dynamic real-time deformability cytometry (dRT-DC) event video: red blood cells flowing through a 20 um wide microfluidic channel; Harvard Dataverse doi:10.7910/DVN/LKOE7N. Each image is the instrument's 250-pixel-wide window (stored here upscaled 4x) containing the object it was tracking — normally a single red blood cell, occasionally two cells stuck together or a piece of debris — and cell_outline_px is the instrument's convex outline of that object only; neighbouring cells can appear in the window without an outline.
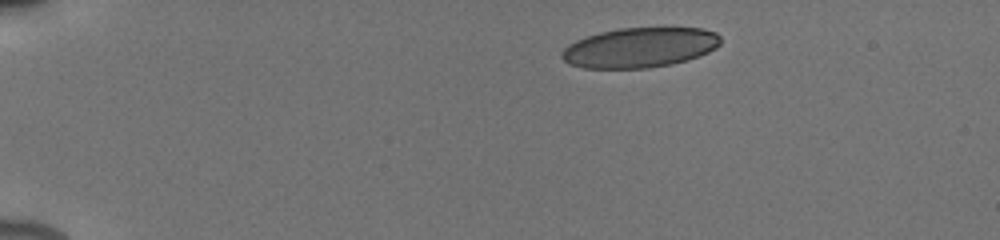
{"species": "human", "species_latin": "Homo sapiens", "temperature_condition": "cold", "stored_images_in_passage": 44, "camera_frame_rate_fps": 3000, "um_per_image_px": 0.085, "donor": {"sex": "male"}, "frame": {"image": 1, "passage_image": 1, "time_ms": 0.0, "image_size_px": [1000, 240], "cell_outline_px": [[720, 44], [716, 48], [708, 52], [688, 60], [672, 64], [648, 68], [584, 68], [568, 64], [560, 56], [560, 52], [568, 44], [576, 40], [600, 32], [620, 28], [704, 28], [716, 32], [720, 36]], "centroid_in_image_um": [54.37, 4.04], "position_along_channel_um": 30.6, "area_um2": 37.11}}
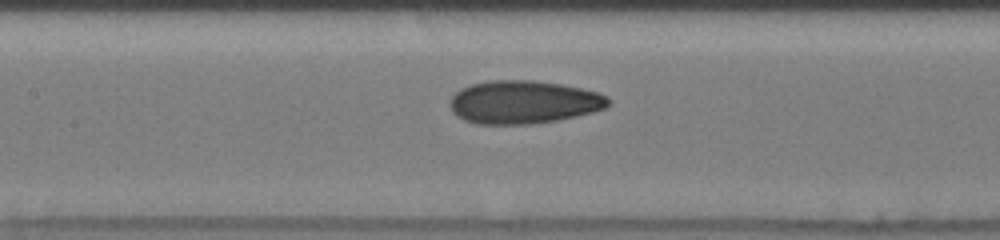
{"frame": {"image": 2, "passage_image": 18, "time_ms": 5.667, "image_size_px": [1000, 240], "cell_outline_px": [[612, 100], [604, 108], [592, 112], [576, 116], [556, 120], [532, 124], [476, 124], [464, 120], [456, 116], [452, 112], [452, 96], [460, 88], [472, 84], [492, 80], [532, 80], [560, 84], [580, 88], [596, 92], [608, 96]], "centroid_in_image_um": [44.5, 8.68], "position_along_channel_um": 162.9, "area_um2": 39.65}}
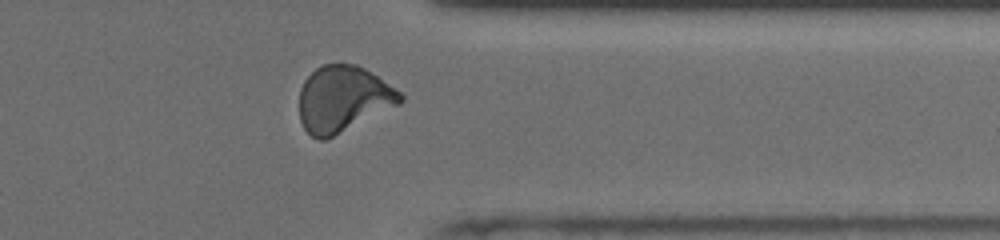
{"frame": {"image": 3, "passage_image": 35, "time_ms": 11.333, "image_size_px": [1000, 240], "cell_outline_px": [[404, 100], [400, 104], [324, 140], [320, 140], [312, 136], [304, 128], [300, 120], [300, 88], [304, 80], [316, 68], [324, 64], [356, 64], [364, 68], [400, 92], [404, 96]], "centroid_in_image_um": [29.15, 8.4], "position_along_channel_um": 382.3, "area_um2": 38.38}, "authors_computed_cell_mechanics": {"area_um2": 38.6104, "velocity_mm_per_s": 3.9179, "shape_relaxation_time_tau1_ms": 8.9407, "shape_relaxation_time_tau2_ms": 1.4892, "deformation_change_tau1": 0.2322, "deformation_change_tau2": 0.0753}}